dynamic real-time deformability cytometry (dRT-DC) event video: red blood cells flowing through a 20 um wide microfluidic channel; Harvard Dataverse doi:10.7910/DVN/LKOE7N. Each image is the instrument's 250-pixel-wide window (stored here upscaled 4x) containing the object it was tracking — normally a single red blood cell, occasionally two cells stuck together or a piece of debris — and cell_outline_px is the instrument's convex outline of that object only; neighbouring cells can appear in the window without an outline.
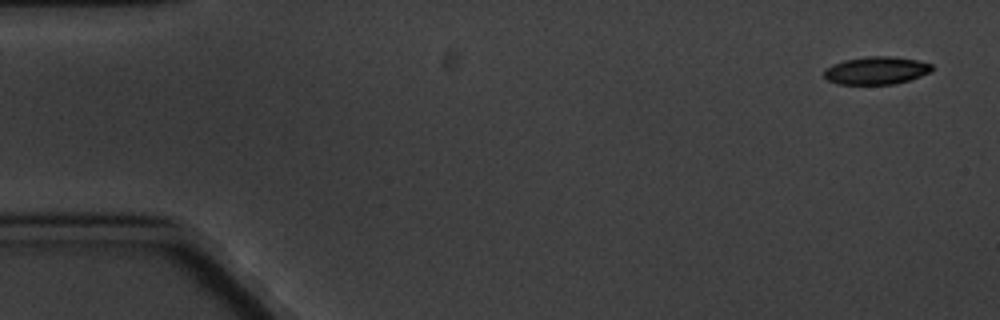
{"species": "common noctule bat (a hibernating species)", "species_latin": "Nyctalus noctula", "temperature_condition": "cold", "stored_images_in_passage": 5, "camera_frame_rate_fps": 3000, "um_per_image_px": 0.085, "animal": {"sex": "male", "body_mass_g": 20.1, "forearm_length_mm": 53.5}, "frame": {"image": 1, "passage_image": 1, "time_ms": 0.0, "image_size_px": [1000, 320], "cell_outline_px": [[932, 72], [896, 84], [836, 84], [828, 80], [824, 76], [824, 68], [832, 64], [844, 60], [868, 56], [892, 56], [916, 60], [932, 64]], "centroid_in_image_um": [74.46, 5.99], "position_along_channel_um": 10.5, "area_um2": 17.51}}
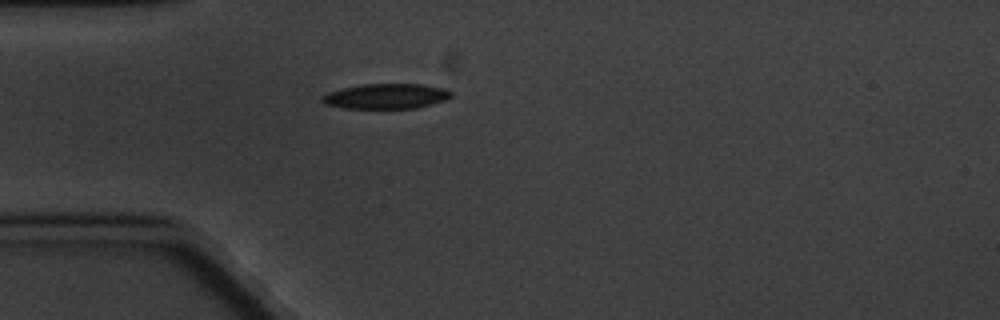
{"frame": {"image": 2, "passage_image": 5, "time_ms": 4.667, "image_size_px": [1000, 320], "cell_outline_px": [[452, 96], [444, 100], [416, 108], [344, 108], [324, 104], [320, 100], [328, 92], [360, 84], [424, 84], [444, 88], [452, 92]], "centroid_in_image_um": [32.82, 8.17], "position_along_channel_um": 52.2, "area_um2": 18.79}}